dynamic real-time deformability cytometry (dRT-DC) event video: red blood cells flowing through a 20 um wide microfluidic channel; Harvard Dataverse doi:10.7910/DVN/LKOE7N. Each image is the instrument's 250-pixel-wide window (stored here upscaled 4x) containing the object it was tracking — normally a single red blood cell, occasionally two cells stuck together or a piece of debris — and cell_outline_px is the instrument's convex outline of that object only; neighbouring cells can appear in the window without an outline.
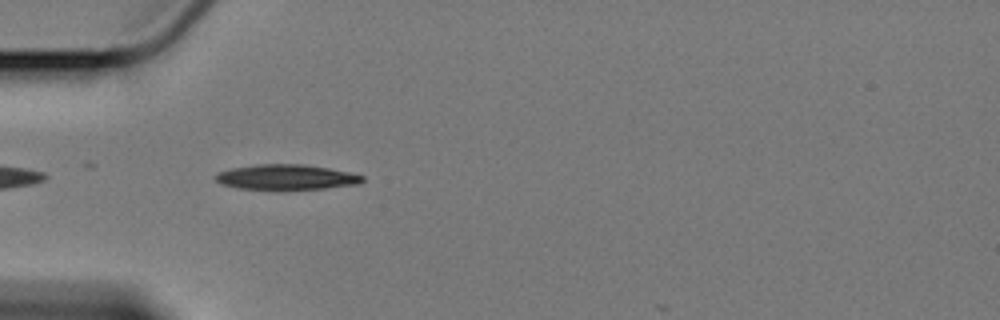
{"species": "Egyptian fruit bat (a non-hibernating species)", "species_latin": "Rousettus aegyptiacus", "temperature_condition": "cold", "stored_images_in_passage": 17, "camera_frame_rate_fps": 3000, "um_per_image_px": 0.085, "animal": {"sex": "female"}, "frame": {"image": 1, "passage_image": 3, "time_ms": 0.667, "image_size_px": [1000, 320], "cell_outline_px": [[364, 180], [360, 184], [324, 188], [240, 188], [220, 184], [216, 180], [216, 172], [232, 168], [256, 164], [304, 164], [328, 168], [348, 172], [364, 176]], "centroid_in_image_um": [24.34, 15.03], "position_along_channel_um": 60.7, "area_um2": 21.1}}
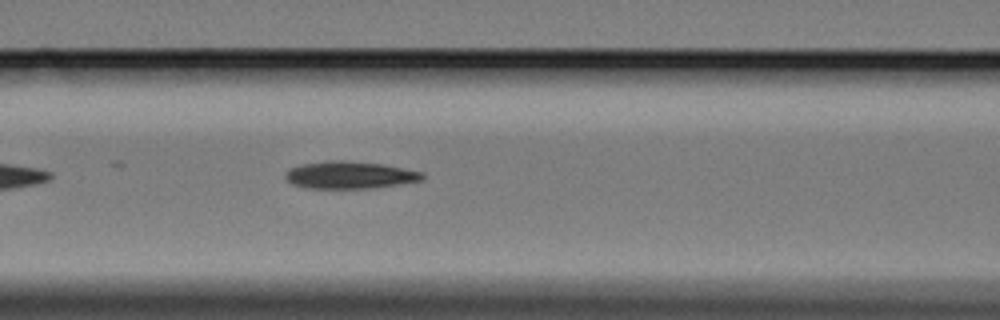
{"frame": {"image": 2, "passage_image": 10, "time_ms": 3.0, "image_size_px": [1000, 320], "cell_outline_px": [[424, 180], [372, 188], [308, 188], [292, 184], [284, 176], [292, 168], [304, 164], [332, 160], [340, 160], [380, 164], [424, 172]], "centroid_in_image_um": [29.76, 14.88], "position_along_channel_um": 136.8, "area_um2": 21.39}}